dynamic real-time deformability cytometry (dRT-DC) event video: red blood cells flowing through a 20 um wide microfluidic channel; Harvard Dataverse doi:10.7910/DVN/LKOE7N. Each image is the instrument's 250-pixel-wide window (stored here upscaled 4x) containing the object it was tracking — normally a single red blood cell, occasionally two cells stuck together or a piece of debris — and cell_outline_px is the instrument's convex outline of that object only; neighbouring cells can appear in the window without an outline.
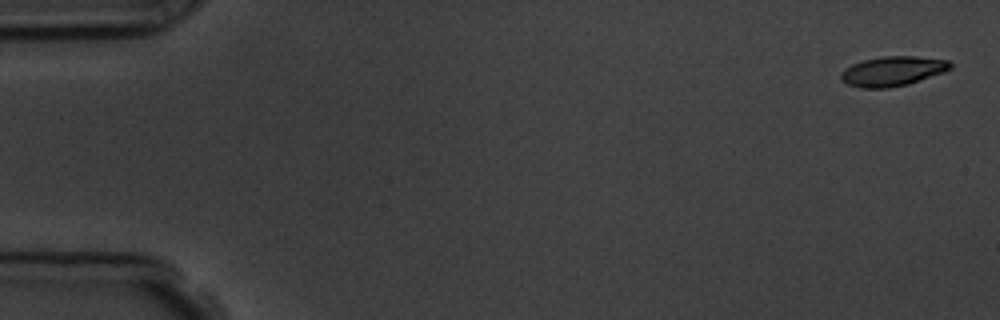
{"species": "common noctule bat (a hibernating species)", "species_latin": "Nyctalus noctula", "temperature_condition": "room temperature", "stored_images_in_passage": 2, "camera_frame_rate_fps": 3000, "um_per_image_px": 0.085, "animal": {"sex": "male", "body_mass_g": 19.5, "forearm_length_mm": 54.6}, "frame": {"image": 1, "passage_image": 2, "time_ms": 2.0, "image_size_px": [1000, 320], "cell_outline_px": [[952, 68], [944, 72], [908, 84], [888, 88], [860, 88], [848, 84], [840, 80], [840, 72], [844, 68], [852, 64], [864, 60], [884, 56], [916, 56], [948, 60], [952, 64]], "centroid_in_image_um": [75.85, 6.05], "position_along_channel_um": 9.1, "area_um2": 19.02}}